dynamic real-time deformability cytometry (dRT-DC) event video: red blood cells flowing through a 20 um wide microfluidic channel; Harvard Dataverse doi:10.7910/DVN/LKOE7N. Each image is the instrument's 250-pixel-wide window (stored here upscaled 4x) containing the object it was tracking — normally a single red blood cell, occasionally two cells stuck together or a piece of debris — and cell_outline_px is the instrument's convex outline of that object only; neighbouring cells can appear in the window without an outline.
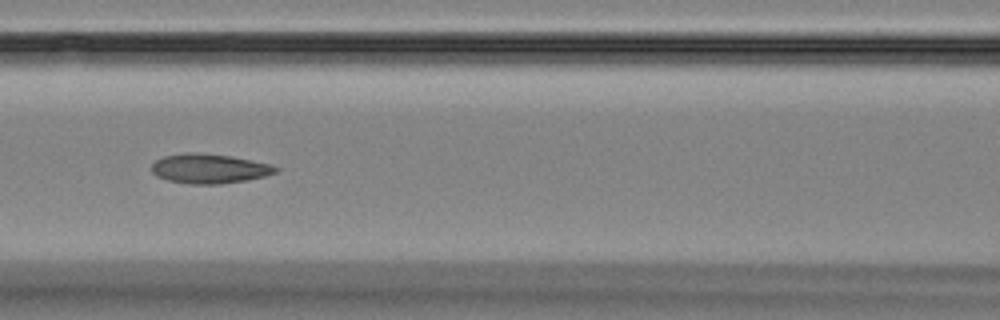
{"species": "Egyptian fruit bat (a non-hibernating species)", "species_latin": "Rousettus aegyptiacus", "temperature_condition": "room temperature", "stored_images_in_passage": 8, "camera_frame_rate_fps": 3000, "um_per_image_px": 0.085, "animal": {"sex": "female"}, "frame": {"image": 1, "passage_image": 7, "time_ms": 7.0, "image_size_px": [1000, 320], "cell_outline_px": [[280, 168], [276, 172], [264, 176], [244, 180], [220, 184], [188, 184], [168, 180], [156, 176], [152, 172], [152, 164], [156, 160], [164, 156], [184, 152], [196, 152], [228, 156], [272, 164]], "centroid_in_image_um": [17.76, 14.33], "position_along_channel_um": 148.8, "area_um2": 21.27}}
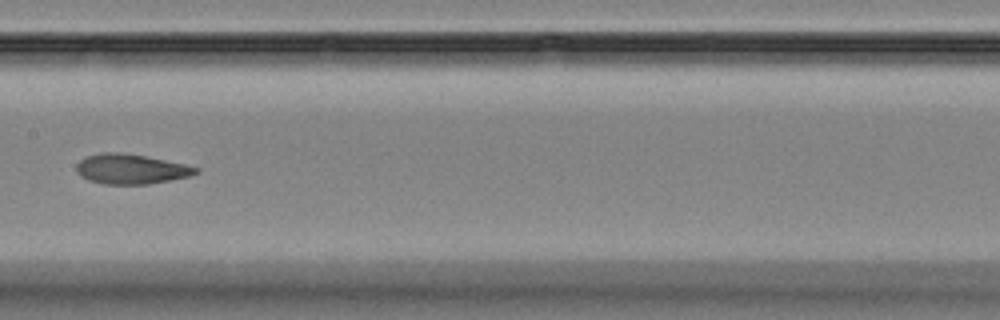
{"frame": {"image": 2, "passage_image": 8, "time_ms": 8.333, "image_size_px": [1000, 320], "cell_outline_px": [[200, 172], [188, 176], [148, 184], [104, 184], [88, 180], [80, 176], [76, 172], [76, 164], [80, 160], [88, 156], [100, 152], [120, 152], [144, 156], [184, 164], [200, 168]], "centroid_in_image_um": [11.09, 14.37], "position_along_channel_um": 196.3, "area_um2": 20.69}}